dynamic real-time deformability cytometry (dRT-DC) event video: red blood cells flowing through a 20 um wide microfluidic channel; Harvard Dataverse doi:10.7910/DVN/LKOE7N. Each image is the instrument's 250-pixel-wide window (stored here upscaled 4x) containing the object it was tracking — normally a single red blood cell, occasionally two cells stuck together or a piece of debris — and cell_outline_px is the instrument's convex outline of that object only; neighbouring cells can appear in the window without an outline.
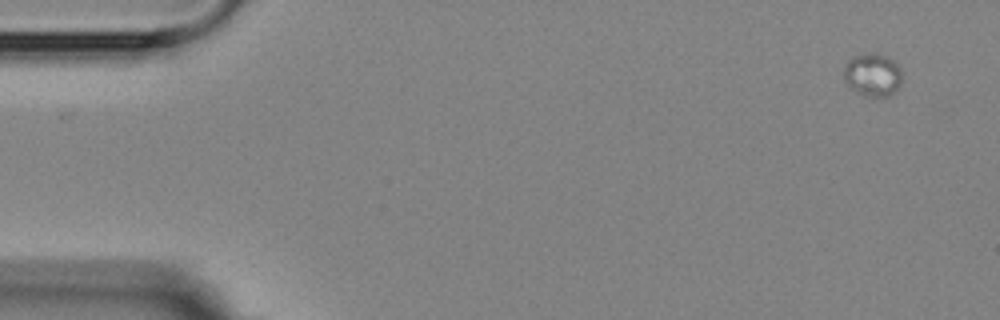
{"species": "Egyptian fruit bat (a non-hibernating species)", "species_latin": "Rousettus aegyptiacus", "temperature_condition": "room temperature", "stored_images_in_passage": 2, "camera_frame_rate_fps": 3000, "um_per_image_px": 0.085, "animal": {"sex": "female"}, "frame": {"image": 1, "passage_image": 2, "time_ms": 1.0, "image_size_px": [1000, 320], "cell_outline_px": [[900, 84], [888, 96], [864, 96], [856, 92], [844, 80], [844, 68], [848, 60], [852, 56], [872, 52], [880, 52], [888, 56], [900, 68]], "centroid_in_image_um": [74.15, 6.32], "position_along_channel_um": 10.9, "area_um2": 14.51}}